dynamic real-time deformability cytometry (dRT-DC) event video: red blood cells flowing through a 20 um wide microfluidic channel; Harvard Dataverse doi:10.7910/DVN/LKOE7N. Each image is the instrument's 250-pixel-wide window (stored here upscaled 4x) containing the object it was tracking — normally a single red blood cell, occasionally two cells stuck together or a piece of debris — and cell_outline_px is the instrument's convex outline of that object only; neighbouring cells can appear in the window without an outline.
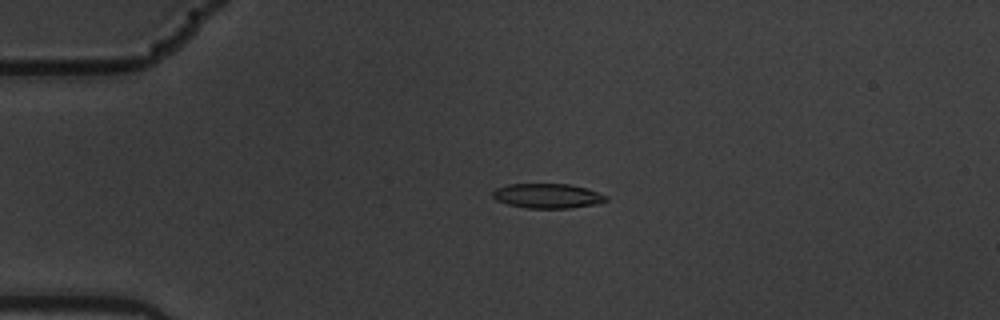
{"species": "common noctule bat (a hibernating species)", "species_latin": "Nyctalus noctula", "temperature_condition": "warm", "stored_images_in_passage": 47, "camera_frame_rate_fps": 3000, "um_per_image_px": 0.085, "animal": {"sex": "male", "body_mass_g": 19.5, "forearm_length_mm": 54.6}, "frame": {"image": 1, "passage_image": 3, "time_ms": 0.667, "image_size_px": [1000, 320], "cell_outline_px": [[608, 200], [596, 204], [572, 208], [528, 208], [508, 204], [496, 200], [492, 196], [492, 192], [496, 188], [508, 184], [568, 184], [584, 188], [608, 196]], "centroid_in_image_um": [46.52, 16.65], "position_along_channel_um": 38.5, "area_um2": 16.18}}
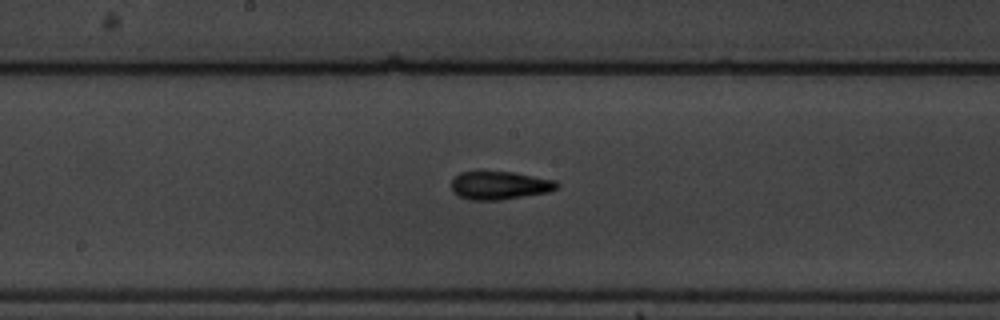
{"frame": {"image": 2, "passage_image": 20, "time_ms": 6.333, "image_size_px": [1000, 320], "cell_outline_px": [[560, 184], [556, 188], [548, 192], [500, 200], [468, 200], [452, 192], [452, 180], [460, 172], [480, 168], [512, 172], [556, 180]], "centroid_in_image_um": [42.41, 15.71], "position_along_channel_um": 205.8, "area_um2": 17.98}}
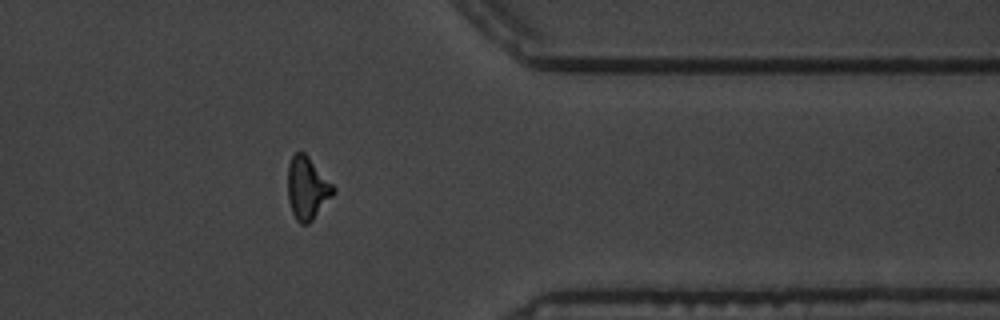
{"frame": {"image": 3, "passage_image": 36, "time_ms": 11.667, "image_size_px": [1000, 320], "cell_outline_px": [[336, 192], [312, 220], [308, 224], [300, 224], [296, 220], [292, 212], [288, 200], [288, 164], [292, 156], [296, 152], [304, 152], [308, 156], [336, 188]], "centroid_in_image_um": [26.11, 16.0], "position_along_channel_um": 385.3, "area_um2": 16.59}, "authors_computed_cell_mechanics": {"area_um2": 16.5886, "velocity_mm_per_s": 3.5842, "shape_relaxation_time_tau1_ms": 3.9845, "shape_relaxation_time_tau2_ms": 3.2924, "deformation_change_tau1": 0.1587, "deformation_change_tau2": 0.121}}